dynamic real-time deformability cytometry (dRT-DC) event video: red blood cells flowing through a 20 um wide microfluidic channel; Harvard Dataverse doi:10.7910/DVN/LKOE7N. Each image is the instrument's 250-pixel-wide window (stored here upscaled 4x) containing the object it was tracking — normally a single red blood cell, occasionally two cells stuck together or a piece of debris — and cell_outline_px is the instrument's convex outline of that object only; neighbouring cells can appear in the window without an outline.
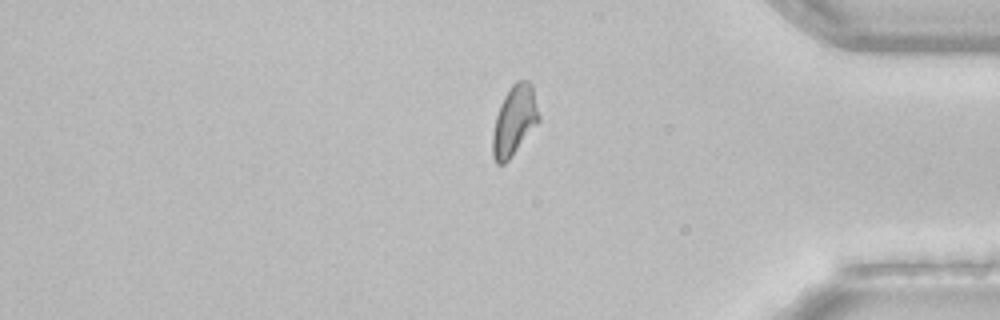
{"species": "common noctule bat (a hibernating species)", "species_latin": "Nyctalus noctula", "temperature_condition": "room temperature", "stored_images_in_passage": 34, "camera_frame_rate_fps": 3000, "um_per_image_px": 0.085, "animal": {"sex": "female", "body_mass_g": 22.7, "forearm_length_mm": 54.2}, "frame": {"image": 1, "passage_image": 29, "time_ms": 9.333, "image_size_px": [1000, 320], "cell_outline_px": [[540, 120], [508, 160], [504, 164], [496, 164], [492, 156], [492, 132], [496, 116], [500, 104], [504, 96], [512, 84], [516, 80], [528, 80], [532, 84], [540, 116]], "centroid_in_image_um": [43.71, 10.23], "position_along_channel_um": 391.5, "area_um2": 18.84}, "authors_computed_cell_mechanics": {"area_um2": 18.8428, "velocity_mm_per_s": 4.0114, "shape_relaxation_time_tau1_ms": 10.7245, "shape_relaxation_time_tau2_ms": 2.7887, "deformation_change_tau1": 0.2449, "deformation_change_tau2": 0.0833}}